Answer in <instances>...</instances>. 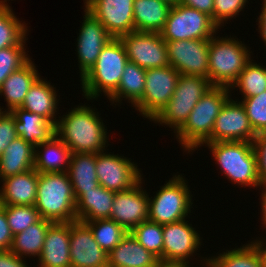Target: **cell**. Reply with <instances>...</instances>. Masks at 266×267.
I'll return each mask as SVG.
<instances>
[{
  "label": "cell",
  "mask_w": 266,
  "mask_h": 267,
  "mask_svg": "<svg viewBox=\"0 0 266 267\" xmlns=\"http://www.w3.org/2000/svg\"><path fill=\"white\" fill-rule=\"evenodd\" d=\"M71 267H108L106 253L94 239L91 229L83 222H70Z\"/></svg>",
  "instance_id": "d6986e66"
},
{
  "label": "cell",
  "mask_w": 266,
  "mask_h": 267,
  "mask_svg": "<svg viewBox=\"0 0 266 267\" xmlns=\"http://www.w3.org/2000/svg\"><path fill=\"white\" fill-rule=\"evenodd\" d=\"M166 47L177 72L208 79L209 39L166 41Z\"/></svg>",
  "instance_id": "5bb4252c"
},
{
  "label": "cell",
  "mask_w": 266,
  "mask_h": 267,
  "mask_svg": "<svg viewBox=\"0 0 266 267\" xmlns=\"http://www.w3.org/2000/svg\"><path fill=\"white\" fill-rule=\"evenodd\" d=\"M99 112L91 106L78 105L59 116L55 126L56 135L71 150L72 154L105 151L109 135Z\"/></svg>",
  "instance_id": "6da1fadb"
},
{
  "label": "cell",
  "mask_w": 266,
  "mask_h": 267,
  "mask_svg": "<svg viewBox=\"0 0 266 267\" xmlns=\"http://www.w3.org/2000/svg\"><path fill=\"white\" fill-rule=\"evenodd\" d=\"M80 222L91 229L94 239L106 253L114 249L128 233L121 225L110 219Z\"/></svg>",
  "instance_id": "d590c367"
},
{
  "label": "cell",
  "mask_w": 266,
  "mask_h": 267,
  "mask_svg": "<svg viewBox=\"0 0 266 267\" xmlns=\"http://www.w3.org/2000/svg\"><path fill=\"white\" fill-rule=\"evenodd\" d=\"M84 14L76 41L80 79L95 65L102 48L113 38L89 11L85 9Z\"/></svg>",
  "instance_id": "ac0fdd59"
},
{
  "label": "cell",
  "mask_w": 266,
  "mask_h": 267,
  "mask_svg": "<svg viewBox=\"0 0 266 267\" xmlns=\"http://www.w3.org/2000/svg\"><path fill=\"white\" fill-rule=\"evenodd\" d=\"M160 267H187V266L161 265Z\"/></svg>",
  "instance_id": "816d5d0a"
},
{
  "label": "cell",
  "mask_w": 266,
  "mask_h": 267,
  "mask_svg": "<svg viewBox=\"0 0 266 267\" xmlns=\"http://www.w3.org/2000/svg\"><path fill=\"white\" fill-rule=\"evenodd\" d=\"M27 31V24L15 16L11 6L0 4V49L17 45Z\"/></svg>",
  "instance_id": "e575fe53"
},
{
  "label": "cell",
  "mask_w": 266,
  "mask_h": 267,
  "mask_svg": "<svg viewBox=\"0 0 266 267\" xmlns=\"http://www.w3.org/2000/svg\"><path fill=\"white\" fill-rule=\"evenodd\" d=\"M180 73L171 65L146 70L142 98L133 106L140 115L152 121L168 104L176 88Z\"/></svg>",
  "instance_id": "30bf717a"
},
{
  "label": "cell",
  "mask_w": 266,
  "mask_h": 267,
  "mask_svg": "<svg viewBox=\"0 0 266 267\" xmlns=\"http://www.w3.org/2000/svg\"><path fill=\"white\" fill-rule=\"evenodd\" d=\"M134 0H84V6L113 38L134 32Z\"/></svg>",
  "instance_id": "2e32d148"
},
{
  "label": "cell",
  "mask_w": 266,
  "mask_h": 267,
  "mask_svg": "<svg viewBox=\"0 0 266 267\" xmlns=\"http://www.w3.org/2000/svg\"><path fill=\"white\" fill-rule=\"evenodd\" d=\"M262 8H261V13L257 19L258 21V32L263 40L265 42L266 46V0L262 1Z\"/></svg>",
  "instance_id": "7dc6e473"
},
{
  "label": "cell",
  "mask_w": 266,
  "mask_h": 267,
  "mask_svg": "<svg viewBox=\"0 0 266 267\" xmlns=\"http://www.w3.org/2000/svg\"><path fill=\"white\" fill-rule=\"evenodd\" d=\"M115 192L98 185L76 199L77 221L110 219Z\"/></svg>",
  "instance_id": "484cf974"
},
{
  "label": "cell",
  "mask_w": 266,
  "mask_h": 267,
  "mask_svg": "<svg viewBox=\"0 0 266 267\" xmlns=\"http://www.w3.org/2000/svg\"><path fill=\"white\" fill-rule=\"evenodd\" d=\"M212 152L213 160L221 173L238 186L259 188L262 186L257 173L253 143L246 141L204 143Z\"/></svg>",
  "instance_id": "8992f818"
},
{
  "label": "cell",
  "mask_w": 266,
  "mask_h": 267,
  "mask_svg": "<svg viewBox=\"0 0 266 267\" xmlns=\"http://www.w3.org/2000/svg\"><path fill=\"white\" fill-rule=\"evenodd\" d=\"M52 221L41 218L23 232L13 236L10 250L21 258L40 257L46 232Z\"/></svg>",
  "instance_id": "d6a6232c"
},
{
  "label": "cell",
  "mask_w": 266,
  "mask_h": 267,
  "mask_svg": "<svg viewBox=\"0 0 266 267\" xmlns=\"http://www.w3.org/2000/svg\"><path fill=\"white\" fill-rule=\"evenodd\" d=\"M181 4L206 13L213 21L214 0H180Z\"/></svg>",
  "instance_id": "bcb514c9"
},
{
  "label": "cell",
  "mask_w": 266,
  "mask_h": 267,
  "mask_svg": "<svg viewBox=\"0 0 266 267\" xmlns=\"http://www.w3.org/2000/svg\"><path fill=\"white\" fill-rule=\"evenodd\" d=\"M0 267H29V265L24 258L17 256L11 250H3L0 251Z\"/></svg>",
  "instance_id": "f6af8a7d"
},
{
  "label": "cell",
  "mask_w": 266,
  "mask_h": 267,
  "mask_svg": "<svg viewBox=\"0 0 266 267\" xmlns=\"http://www.w3.org/2000/svg\"><path fill=\"white\" fill-rule=\"evenodd\" d=\"M252 143L256 155L258 178L262 185H266V133H258Z\"/></svg>",
  "instance_id": "7bdbcfd3"
},
{
  "label": "cell",
  "mask_w": 266,
  "mask_h": 267,
  "mask_svg": "<svg viewBox=\"0 0 266 267\" xmlns=\"http://www.w3.org/2000/svg\"><path fill=\"white\" fill-rule=\"evenodd\" d=\"M16 137L15 116L10 111H0V156Z\"/></svg>",
  "instance_id": "b9f144b4"
},
{
  "label": "cell",
  "mask_w": 266,
  "mask_h": 267,
  "mask_svg": "<svg viewBox=\"0 0 266 267\" xmlns=\"http://www.w3.org/2000/svg\"><path fill=\"white\" fill-rule=\"evenodd\" d=\"M243 105L249 122L256 134L266 133V90L260 95L242 98Z\"/></svg>",
  "instance_id": "ab89813d"
},
{
  "label": "cell",
  "mask_w": 266,
  "mask_h": 267,
  "mask_svg": "<svg viewBox=\"0 0 266 267\" xmlns=\"http://www.w3.org/2000/svg\"><path fill=\"white\" fill-rule=\"evenodd\" d=\"M27 36L28 34L17 45L0 49V87L12 72L20 69L31 59L25 48Z\"/></svg>",
  "instance_id": "74e56055"
},
{
  "label": "cell",
  "mask_w": 266,
  "mask_h": 267,
  "mask_svg": "<svg viewBox=\"0 0 266 267\" xmlns=\"http://www.w3.org/2000/svg\"><path fill=\"white\" fill-rule=\"evenodd\" d=\"M13 234L7 222L5 205H0V251L10 250Z\"/></svg>",
  "instance_id": "ee69618b"
},
{
  "label": "cell",
  "mask_w": 266,
  "mask_h": 267,
  "mask_svg": "<svg viewBox=\"0 0 266 267\" xmlns=\"http://www.w3.org/2000/svg\"><path fill=\"white\" fill-rule=\"evenodd\" d=\"M129 62L141 68L153 69L169 66L166 41L158 32H131L120 37Z\"/></svg>",
  "instance_id": "4fadbf2b"
},
{
  "label": "cell",
  "mask_w": 266,
  "mask_h": 267,
  "mask_svg": "<svg viewBox=\"0 0 266 267\" xmlns=\"http://www.w3.org/2000/svg\"><path fill=\"white\" fill-rule=\"evenodd\" d=\"M96 174L99 184L115 193L129 190L143 179L140 168L130 158L106 150L97 153Z\"/></svg>",
  "instance_id": "7c38bea8"
},
{
  "label": "cell",
  "mask_w": 266,
  "mask_h": 267,
  "mask_svg": "<svg viewBox=\"0 0 266 267\" xmlns=\"http://www.w3.org/2000/svg\"><path fill=\"white\" fill-rule=\"evenodd\" d=\"M253 61L251 59L229 88L231 90L237 87L243 98L260 95L266 90V67Z\"/></svg>",
  "instance_id": "836d02e7"
},
{
  "label": "cell",
  "mask_w": 266,
  "mask_h": 267,
  "mask_svg": "<svg viewBox=\"0 0 266 267\" xmlns=\"http://www.w3.org/2000/svg\"><path fill=\"white\" fill-rule=\"evenodd\" d=\"M188 222L163 225V265L191 267L189 259L200 250L202 237Z\"/></svg>",
  "instance_id": "8fae6325"
},
{
  "label": "cell",
  "mask_w": 266,
  "mask_h": 267,
  "mask_svg": "<svg viewBox=\"0 0 266 267\" xmlns=\"http://www.w3.org/2000/svg\"><path fill=\"white\" fill-rule=\"evenodd\" d=\"M228 87L212 86L190 112L184 125L175 133L184 152H192L210 138L216 117L232 96Z\"/></svg>",
  "instance_id": "7a4b0ae2"
},
{
  "label": "cell",
  "mask_w": 266,
  "mask_h": 267,
  "mask_svg": "<svg viewBox=\"0 0 266 267\" xmlns=\"http://www.w3.org/2000/svg\"><path fill=\"white\" fill-rule=\"evenodd\" d=\"M35 146L16 137L0 156V181L34 168Z\"/></svg>",
  "instance_id": "f546056e"
},
{
  "label": "cell",
  "mask_w": 266,
  "mask_h": 267,
  "mask_svg": "<svg viewBox=\"0 0 266 267\" xmlns=\"http://www.w3.org/2000/svg\"><path fill=\"white\" fill-rule=\"evenodd\" d=\"M163 1L169 3V4H171L173 6L174 4H176L177 2H179L180 0H163Z\"/></svg>",
  "instance_id": "f907efd6"
},
{
  "label": "cell",
  "mask_w": 266,
  "mask_h": 267,
  "mask_svg": "<svg viewBox=\"0 0 266 267\" xmlns=\"http://www.w3.org/2000/svg\"><path fill=\"white\" fill-rule=\"evenodd\" d=\"M71 155V150L54 135L49 141L35 146L34 169L38 173L66 172Z\"/></svg>",
  "instance_id": "cb8c5ba5"
},
{
  "label": "cell",
  "mask_w": 266,
  "mask_h": 267,
  "mask_svg": "<svg viewBox=\"0 0 266 267\" xmlns=\"http://www.w3.org/2000/svg\"><path fill=\"white\" fill-rule=\"evenodd\" d=\"M35 208L54 222L77 221L76 198L68 172L38 173Z\"/></svg>",
  "instance_id": "277c9868"
},
{
  "label": "cell",
  "mask_w": 266,
  "mask_h": 267,
  "mask_svg": "<svg viewBox=\"0 0 266 267\" xmlns=\"http://www.w3.org/2000/svg\"><path fill=\"white\" fill-rule=\"evenodd\" d=\"M263 240L265 241V243H264ZM255 241L259 244V247H260V249L262 251V254L264 256L265 263H266V239L262 238L260 240V238H259V239H255Z\"/></svg>",
  "instance_id": "681fc988"
},
{
  "label": "cell",
  "mask_w": 266,
  "mask_h": 267,
  "mask_svg": "<svg viewBox=\"0 0 266 267\" xmlns=\"http://www.w3.org/2000/svg\"><path fill=\"white\" fill-rule=\"evenodd\" d=\"M128 61L123 42L120 38H112L102 48L95 65L80 79L85 99L97 100L103 93L109 98L118 89Z\"/></svg>",
  "instance_id": "3957f363"
},
{
  "label": "cell",
  "mask_w": 266,
  "mask_h": 267,
  "mask_svg": "<svg viewBox=\"0 0 266 267\" xmlns=\"http://www.w3.org/2000/svg\"><path fill=\"white\" fill-rule=\"evenodd\" d=\"M7 1H9V0H0V4H5V5H7V4H8ZM12 1H13V0H12Z\"/></svg>",
  "instance_id": "f5cc1de1"
},
{
  "label": "cell",
  "mask_w": 266,
  "mask_h": 267,
  "mask_svg": "<svg viewBox=\"0 0 266 267\" xmlns=\"http://www.w3.org/2000/svg\"><path fill=\"white\" fill-rule=\"evenodd\" d=\"M186 181L182 174L173 175L171 180L160 186L153 198L149 197L148 220L165 225L189 217L193 200Z\"/></svg>",
  "instance_id": "ba28073f"
},
{
  "label": "cell",
  "mask_w": 266,
  "mask_h": 267,
  "mask_svg": "<svg viewBox=\"0 0 266 267\" xmlns=\"http://www.w3.org/2000/svg\"><path fill=\"white\" fill-rule=\"evenodd\" d=\"M218 29L206 13L177 2L171 7L160 34L165 41L210 39Z\"/></svg>",
  "instance_id": "9c48e42d"
},
{
  "label": "cell",
  "mask_w": 266,
  "mask_h": 267,
  "mask_svg": "<svg viewBox=\"0 0 266 267\" xmlns=\"http://www.w3.org/2000/svg\"><path fill=\"white\" fill-rule=\"evenodd\" d=\"M256 135L241 102L229 98L216 117L212 134L205 143L253 142Z\"/></svg>",
  "instance_id": "9a60e30c"
},
{
  "label": "cell",
  "mask_w": 266,
  "mask_h": 267,
  "mask_svg": "<svg viewBox=\"0 0 266 267\" xmlns=\"http://www.w3.org/2000/svg\"><path fill=\"white\" fill-rule=\"evenodd\" d=\"M146 70L135 63L129 62L125 65L118 89L108 98L111 105L119 106L123 98L131 106L135 105L143 96L145 88ZM119 103V104H118Z\"/></svg>",
  "instance_id": "1f68e13d"
},
{
  "label": "cell",
  "mask_w": 266,
  "mask_h": 267,
  "mask_svg": "<svg viewBox=\"0 0 266 267\" xmlns=\"http://www.w3.org/2000/svg\"><path fill=\"white\" fill-rule=\"evenodd\" d=\"M211 87L209 79L180 74L168 104L152 121L162 126L166 125L176 133L184 125L201 97Z\"/></svg>",
  "instance_id": "52a82bcc"
},
{
  "label": "cell",
  "mask_w": 266,
  "mask_h": 267,
  "mask_svg": "<svg viewBox=\"0 0 266 267\" xmlns=\"http://www.w3.org/2000/svg\"><path fill=\"white\" fill-rule=\"evenodd\" d=\"M70 222L52 223L45 235L37 267H71Z\"/></svg>",
  "instance_id": "ffe728a7"
},
{
  "label": "cell",
  "mask_w": 266,
  "mask_h": 267,
  "mask_svg": "<svg viewBox=\"0 0 266 267\" xmlns=\"http://www.w3.org/2000/svg\"><path fill=\"white\" fill-rule=\"evenodd\" d=\"M40 76L31 59L12 72L0 87V96L3 95L7 103L5 111L11 112L14 108L21 107L29 89Z\"/></svg>",
  "instance_id": "d4e9b609"
},
{
  "label": "cell",
  "mask_w": 266,
  "mask_h": 267,
  "mask_svg": "<svg viewBox=\"0 0 266 267\" xmlns=\"http://www.w3.org/2000/svg\"><path fill=\"white\" fill-rule=\"evenodd\" d=\"M172 5L163 0H134V29L137 32L160 33Z\"/></svg>",
  "instance_id": "f1b7e54d"
},
{
  "label": "cell",
  "mask_w": 266,
  "mask_h": 267,
  "mask_svg": "<svg viewBox=\"0 0 266 267\" xmlns=\"http://www.w3.org/2000/svg\"><path fill=\"white\" fill-rule=\"evenodd\" d=\"M11 112L15 116L17 136L33 146L47 142L56 135L55 125L41 115L20 107L14 108Z\"/></svg>",
  "instance_id": "4316f807"
},
{
  "label": "cell",
  "mask_w": 266,
  "mask_h": 267,
  "mask_svg": "<svg viewBox=\"0 0 266 267\" xmlns=\"http://www.w3.org/2000/svg\"><path fill=\"white\" fill-rule=\"evenodd\" d=\"M1 182L0 205H35L38 172L34 168L6 177Z\"/></svg>",
  "instance_id": "7402d4cb"
},
{
  "label": "cell",
  "mask_w": 266,
  "mask_h": 267,
  "mask_svg": "<svg viewBox=\"0 0 266 267\" xmlns=\"http://www.w3.org/2000/svg\"><path fill=\"white\" fill-rule=\"evenodd\" d=\"M248 0H214L213 22L220 28L224 27L229 19L238 17L244 11ZM235 16V17H234Z\"/></svg>",
  "instance_id": "60d3db41"
},
{
  "label": "cell",
  "mask_w": 266,
  "mask_h": 267,
  "mask_svg": "<svg viewBox=\"0 0 266 267\" xmlns=\"http://www.w3.org/2000/svg\"><path fill=\"white\" fill-rule=\"evenodd\" d=\"M108 267H160L159 258L128 232L108 255Z\"/></svg>",
  "instance_id": "44dd1931"
},
{
  "label": "cell",
  "mask_w": 266,
  "mask_h": 267,
  "mask_svg": "<svg viewBox=\"0 0 266 267\" xmlns=\"http://www.w3.org/2000/svg\"><path fill=\"white\" fill-rule=\"evenodd\" d=\"M130 233L145 249L156 255L163 265V225L146 220Z\"/></svg>",
  "instance_id": "8d00e7d4"
},
{
  "label": "cell",
  "mask_w": 266,
  "mask_h": 267,
  "mask_svg": "<svg viewBox=\"0 0 266 267\" xmlns=\"http://www.w3.org/2000/svg\"><path fill=\"white\" fill-rule=\"evenodd\" d=\"M97 154L77 153L72 154L67 170L77 199L85 190L94 189L99 185L96 174Z\"/></svg>",
  "instance_id": "4dcf8cb0"
},
{
  "label": "cell",
  "mask_w": 266,
  "mask_h": 267,
  "mask_svg": "<svg viewBox=\"0 0 266 267\" xmlns=\"http://www.w3.org/2000/svg\"><path fill=\"white\" fill-rule=\"evenodd\" d=\"M247 48L245 43L231 36L219 38L215 34L209 39L208 79L212 86H232L252 59V51Z\"/></svg>",
  "instance_id": "5b68a950"
},
{
  "label": "cell",
  "mask_w": 266,
  "mask_h": 267,
  "mask_svg": "<svg viewBox=\"0 0 266 267\" xmlns=\"http://www.w3.org/2000/svg\"><path fill=\"white\" fill-rule=\"evenodd\" d=\"M57 94L56 88L40 76L29 89L20 108L41 115L56 126L58 119L55 116L59 111Z\"/></svg>",
  "instance_id": "603a6c76"
},
{
  "label": "cell",
  "mask_w": 266,
  "mask_h": 267,
  "mask_svg": "<svg viewBox=\"0 0 266 267\" xmlns=\"http://www.w3.org/2000/svg\"><path fill=\"white\" fill-rule=\"evenodd\" d=\"M5 213L13 236L41 219L35 205H5Z\"/></svg>",
  "instance_id": "f35d334b"
},
{
  "label": "cell",
  "mask_w": 266,
  "mask_h": 267,
  "mask_svg": "<svg viewBox=\"0 0 266 267\" xmlns=\"http://www.w3.org/2000/svg\"><path fill=\"white\" fill-rule=\"evenodd\" d=\"M143 179L133 188L114 195L110 220L131 232L149 217V195L144 190ZM143 188V189H142Z\"/></svg>",
  "instance_id": "e0dca14e"
},
{
  "label": "cell",
  "mask_w": 266,
  "mask_h": 267,
  "mask_svg": "<svg viewBox=\"0 0 266 267\" xmlns=\"http://www.w3.org/2000/svg\"><path fill=\"white\" fill-rule=\"evenodd\" d=\"M262 187V188H261ZM259 189L263 193H261V220H262V227L264 226L266 228V185H262ZM263 189V190H262ZM266 230V229H265Z\"/></svg>",
  "instance_id": "c3c4849f"
},
{
  "label": "cell",
  "mask_w": 266,
  "mask_h": 267,
  "mask_svg": "<svg viewBox=\"0 0 266 267\" xmlns=\"http://www.w3.org/2000/svg\"><path fill=\"white\" fill-rule=\"evenodd\" d=\"M217 255L205 257L203 261L201 260L202 265L204 267H266L262 251L255 240Z\"/></svg>",
  "instance_id": "83f0119b"
}]
</instances>
